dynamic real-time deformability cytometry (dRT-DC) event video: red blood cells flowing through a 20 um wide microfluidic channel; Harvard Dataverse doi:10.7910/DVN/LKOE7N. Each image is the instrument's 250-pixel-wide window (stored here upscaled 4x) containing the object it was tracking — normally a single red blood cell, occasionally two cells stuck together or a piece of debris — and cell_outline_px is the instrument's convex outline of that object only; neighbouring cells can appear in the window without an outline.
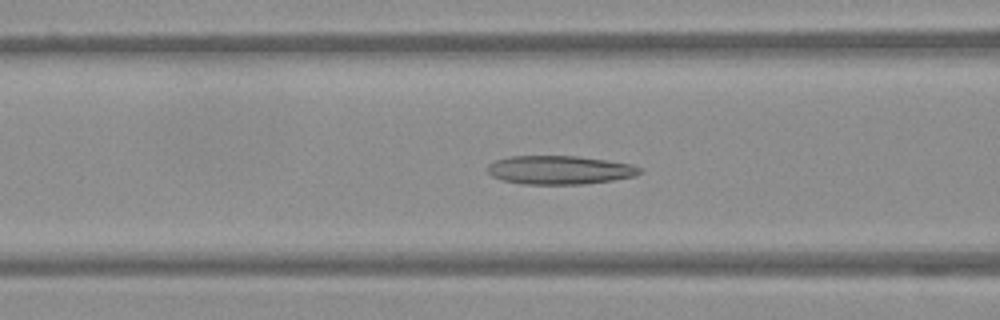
{"species": "Egyptian fruit bat (a non-hibernating species)", "species_latin": "Rousettus aegyptiacus", "temperature_condition": "warm", "stored_images_in_passage": 53, "camera_frame_rate_fps": 3000, "um_per_image_px": 0.085, "frame": {"image": 1, "passage_image": 21, "time_ms": 6.667, "image_size_px": [1000, 320], "cell_outline_px": [[644, 172], [636, 176], [612, 180], [584, 184], [524, 184], [504, 180], [492, 176], [488, 172], [488, 164], [496, 160], [512, 156], [576, 156], [632, 164], [640, 168]], "centroid_in_image_um": [47.6, 14.45], "position_along_channel_um": 119.0, "area_um2": 25.26}}
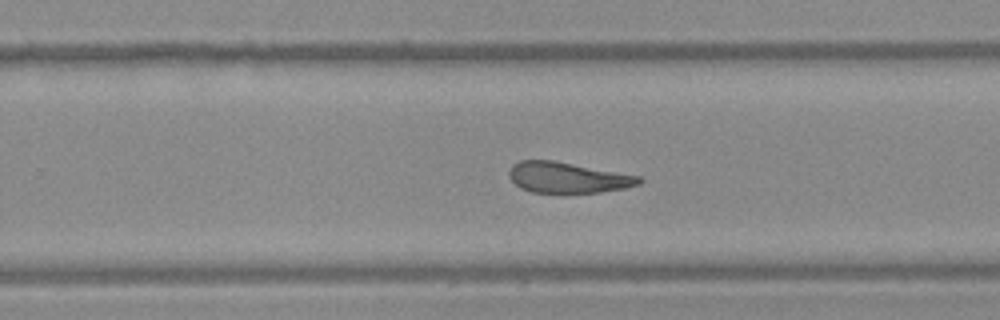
{"frame": {"image": 2, "passage_image": 34, "time_ms": 11.0, "image_size_px": [1000, 320], "cell_outline_px": [[644, 180], [640, 184], [624, 188], [600, 192], [532, 192], [520, 188], [508, 176], [508, 172], [512, 164], [520, 160], [552, 160], [640, 176]], "centroid_in_image_um": [48.24, 15.08], "position_along_channel_um": 281.6, "area_um2": 23.12}}
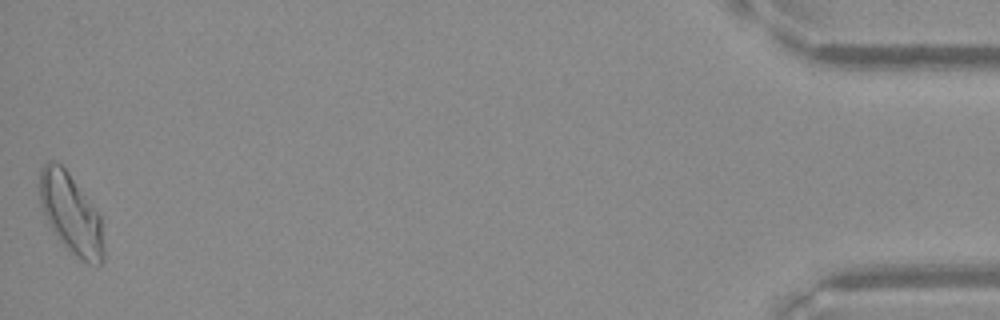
{"frame": {"image": 3, "passage_image": 53, "time_ms": 17.333, "image_size_px": [1000, 320], "cell_outline_px": [[104, 260], [100, 264], [88, 264], [68, 252], [52, 232], [44, 216], [40, 204], [36, 184], [40, 168], [48, 160], [52, 160], [60, 164], [68, 172], [100, 216], [104, 248]], "centroid_in_image_um": [5.96, 18.17], "position_along_channel_um": 429.2, "area_um2": 30.52}}